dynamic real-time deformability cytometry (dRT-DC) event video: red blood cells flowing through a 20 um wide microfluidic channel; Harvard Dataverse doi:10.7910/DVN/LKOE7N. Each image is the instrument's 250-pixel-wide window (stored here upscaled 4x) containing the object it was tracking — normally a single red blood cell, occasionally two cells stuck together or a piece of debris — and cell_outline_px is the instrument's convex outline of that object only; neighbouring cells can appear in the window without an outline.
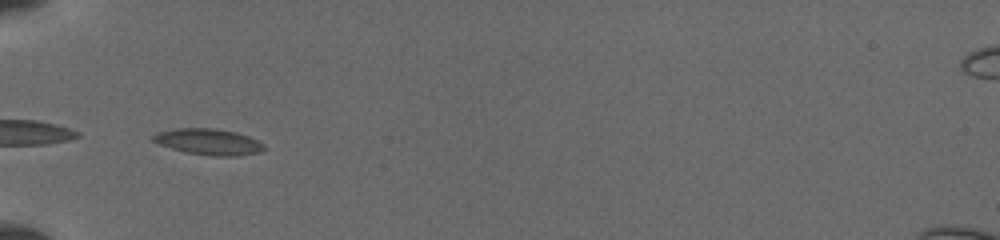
{"species": "common noctule bat (a hibernating species)", "species_latin": "Nyctalus noctula", "temperature_condition": "cold", "stored_images_in_passage": 7, "camera_frame_rate_fps": 3000, "um_per_image_px": 0.085, "animal": {"sex": "female", "body_mass_g": 19.5, "forearm_length_mm": 54.1}, "frame": {"image": 1, "passage_image": 1, "time_ms": 0.0, "image_size_px": [1000, 240], "cell_outline_px": [[264, 148], [260, 152], [236, 156], [212, 156], [184, 152], [160, 144], [152, 140], [152, 136], [156, 132], [176, 128], [212, 128], [236, 132], [248, 136], [264, 144]], "centroid_in_image_um": [17.71, 12.05], "position_along_channel_um": 67.3, "area_um2": 16.82}}
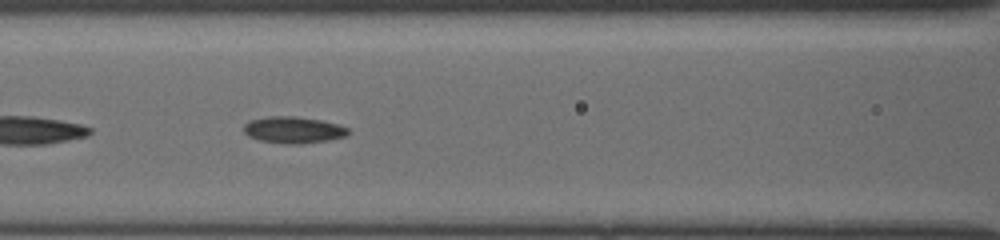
{"frame": {"image": 2, "passage_image": 5, "time_ms": 2.0, "image_size_px": [1000, 240], "cell_outline_px": [[352, 132], [348, 136], [328, 140], [304, 144], [288, 144], [260, 140], [248, 136], [244, 132], [244, 124], [252, 120], [268, 116], [296, 116], [320, 120], [336, 124], [348, 128]], "centroid_in_image_um": [24.98, 11.05], "position_along_channel_um": 141.6, "area_um2": 16.24}}
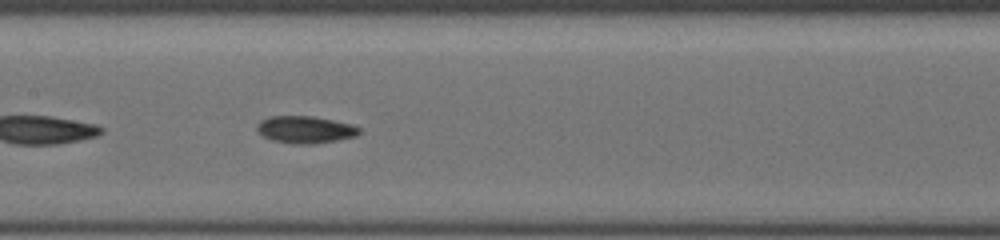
{"frame": {"image": 3, "passage_image": 7, "time_ms": 3.0, "image_size_px": [1000, 240], "cell_outline_px": [[360, 132], [356, 136], [336, 140], [312, 144], [292, 144], [272, 140], [256, 132], [256, 124], [260, 120], [268, 116], [312, 116], [352, 124], [360, 128]], "centroid_in_image_um": [25.9, 11.01], "position_along_channel_um": 181.5, "area_um2": 16.3}}